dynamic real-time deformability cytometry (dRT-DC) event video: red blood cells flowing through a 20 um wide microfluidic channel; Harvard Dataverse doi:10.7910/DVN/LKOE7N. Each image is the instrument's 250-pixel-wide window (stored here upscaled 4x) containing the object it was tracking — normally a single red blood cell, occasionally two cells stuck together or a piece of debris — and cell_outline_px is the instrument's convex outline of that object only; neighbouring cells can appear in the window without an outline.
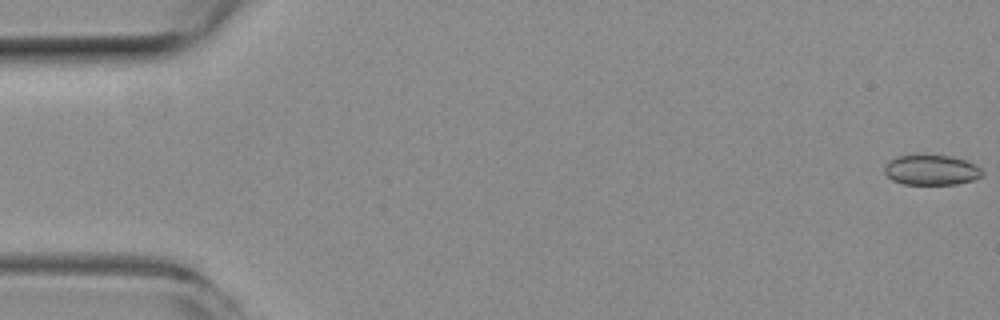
{"species": "common noctule bat (a hibernating species)", "species_latin": "Nyctalus noctula", "temperature_condition": "room temperature", "stored_images_in_passage": 20, "camera_frame_rate_fps": 3000, "um_per_image_px": 0.085, "animal": {"sex": "female", "body_mass_g": 19.3, "forearm_length_mm": 54.1}, "frame": {"image": 1, "passage_image": 1, "time_ms": 0.0, "image_size_px": [1000, 320], "cell_outline_px": [[984, 176], [972, 180], [956, 184], [904, 184], [892, 180], [884, 172], [884, 164], [888, 160], [896, 156], [952, 156], [976, 164], [984, 172]], "centroid_in_image_um": [79.17, 14.46], "position_along_channel_um": 5.8, "area_um2": 17.17}}
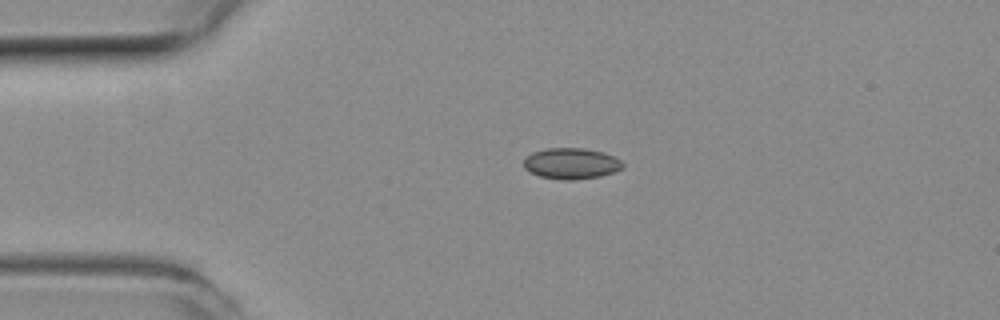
{"frame": {"image": 2, "passage_image": 12, "time_ms": 3.667, "image_size_px": [1000, 320], "cell_outline_px": [[624, 168], [600, 176], [572, 180], [564, 180], [540, 176], [524, 168], [524, 160], [532, 152], [548, 148], [584, 148], [604, 152], [620, 160], [624, 164]], "centroid_in_image_um": [48.57, 13.89], "position_along_channel_um": 36.4, "area_um2": 17.74}}
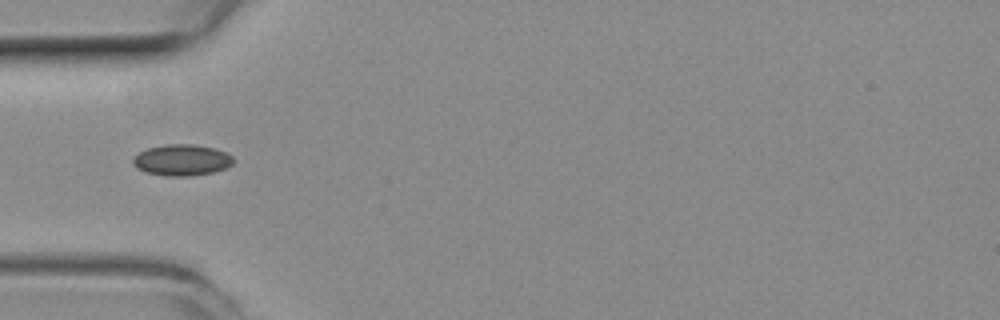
{"frame": {"image": 3, "passage_image": 17, "time_ms": 5.333, "image_size_px": [1000, 320], "cell_outline_px": [[236, 160], [232, 164], [224, 168], [212, 172], [188, 176], [168, 176], [144, 172], [136, 168], [132, 164], [132, 156], [148, 148], [164, 144], [192, 144], [216, 148], [232, 156]], "centroid_in_image_um": [15.42, 13.6], "position_along_channel_um": 69.6, "area_um2": 18.38}}